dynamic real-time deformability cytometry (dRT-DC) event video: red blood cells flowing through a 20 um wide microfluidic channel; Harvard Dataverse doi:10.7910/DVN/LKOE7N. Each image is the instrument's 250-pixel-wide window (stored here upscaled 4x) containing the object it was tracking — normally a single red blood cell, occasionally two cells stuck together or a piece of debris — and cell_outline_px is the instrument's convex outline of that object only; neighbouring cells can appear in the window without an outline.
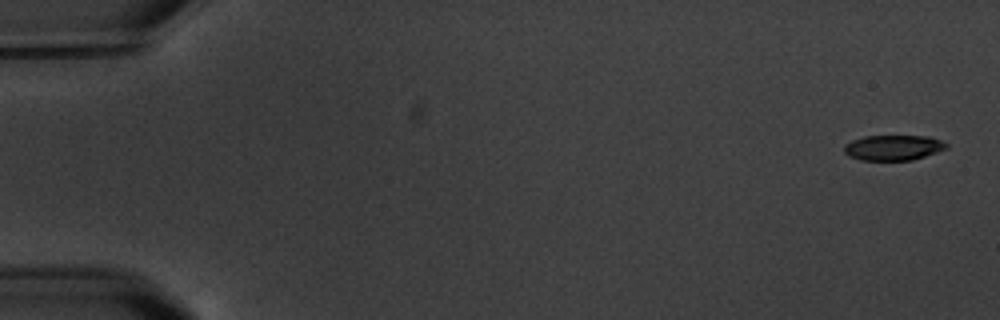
{"species": "common noctule bat (a hibernating species)", "species_latin": "Nyctalus noctula", "temperature_condition": "warm", "stored_images_in_passage": 17, "camera_frame_rate_fps": 3000, "um_per_image_px": 0.085, "animal": {"sex": "male", "body_mass_g": 20.1, "forearm_length_mm": 53.5}, "frame": {"image": 1, "passage_image": 1, "time_ms": 0.0, "image_size_px": [1000, 320], "cell_outline_px": [[948, 148], [912, 160], [860, 160], [848, 156], [844, 152], [844, 144], [852, 140], [864, 136], [928, 136], [940, 140], [948, 144]], "centroid_in_image_um": [75.9, 12.55], "position_along_channel_um": 9.1, "area_um2": 15.09}}
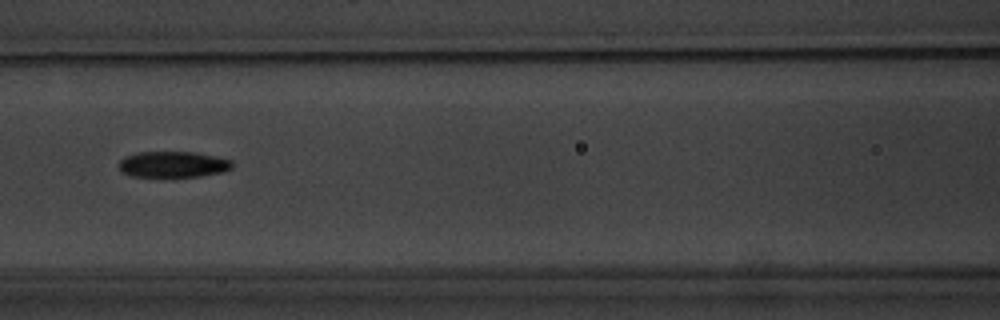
{"frame": {"image": 2, "passage_image": 8, "time_ms": 8.333, "image_size_px": [1000, 320], "cell_outline_px": [[232, 168], [220, 172], [200, 176], [132, 176], [120, 172], [120, 160], [124, 156], [136, 152], [196, 152], [232, 160]], "centroid_in_image_um": [14.68, 13.96], "position_along_channel_um": 151.9, "area_um2": 17.05}}
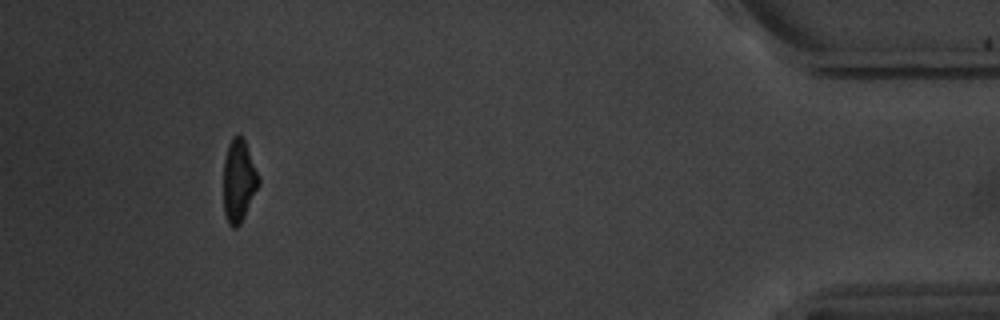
{"frame": {"image": 3, "passage_image": 16, "time_ms": 17.667, "image_size_px": [1000, 320], "cell_outline_px": [[260, 184], [240, 224], [236, 228], [232, 228], [228, 224], [224, 212], [224, 160], [228, 144], [232, 136], [240, 136], [244, 140], [260, 180]], "centroid_in_image_um": [20.28, 15.4], "position_along_channel_um": 414.9, "area_um2": 16.65}, "authors_computed_cell_mechanics": {"area_um2": 17.3978, "velocity_mm_per_s": 3.46, "shape_relaxation_time_tau1_ms": 6.1316, "shape_relaxation_time_tau2_ms": 4.5285, "deformation_change_tau1": 0.1603, "deformation_change_tau2": 0.1101}}